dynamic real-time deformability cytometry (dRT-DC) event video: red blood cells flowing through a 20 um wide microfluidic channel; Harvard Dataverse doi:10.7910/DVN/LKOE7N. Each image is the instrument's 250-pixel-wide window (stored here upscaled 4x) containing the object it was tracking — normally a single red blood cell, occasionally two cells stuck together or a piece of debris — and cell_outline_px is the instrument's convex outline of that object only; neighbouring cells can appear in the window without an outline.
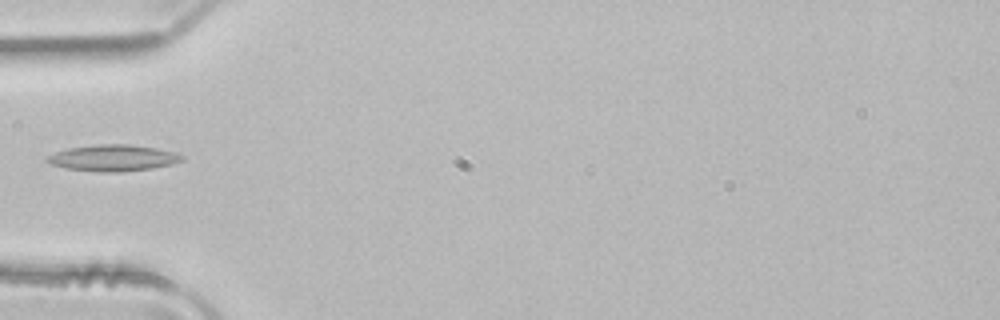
{"species": "common noctule bat (a hibernating species)", "species_latin": "Nyctalus noctula", "temperature_condition": "room temperature", "stored_images_in_passage": 3, "camera_frame_rate_fps": 3000, "um_per_image_px": 0.085, "animal": {"sex": "male", "body_mass_g": 21.5, "forearm_length_mm": 52.0}, "frame": {"image": 1, "passage_image": 3, "time_ms": 0.667, "image_size_px": [1000, 320], "cell_outline_px": [[184, 160], [172, 164], [152, 168], [120, 172], [96, 172], [68, 168], [52, 164], [44, 160], [44, 156], [68, 148], [100, 144], [128, 144], [156, 148], [172, 152], [184, 156]], "centroid_in_image_um": [9.59, 13.43], "position_along_channel_um": 75.4, "area_um2": 20.63}}